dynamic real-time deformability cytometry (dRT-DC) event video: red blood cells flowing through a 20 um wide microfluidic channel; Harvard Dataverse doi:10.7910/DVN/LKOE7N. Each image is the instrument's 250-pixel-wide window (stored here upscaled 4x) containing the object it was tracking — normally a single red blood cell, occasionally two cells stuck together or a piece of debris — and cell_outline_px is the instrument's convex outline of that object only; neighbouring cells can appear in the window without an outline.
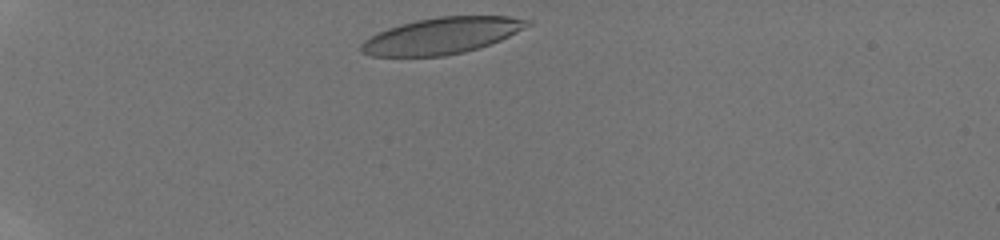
{"species": "human", "species_latin": "Homo sapiens", "temperature_condition": "room temperature", "stored_images_in_passage": 15, "camera_frame_rate_fps": 3000, "um_per_image_px": 0.085, "donor": {"sex": "male"}, "frame": {"image": 1, "passage_image": 1, "time_ms": 0.0, "image_size_px": [1000, 240], "cell_outline_px": [[532, 24], [492, 44], [464, 52], [444, 56], [372, 56], [360, 52], [360, 44], [364, 40], [388, 28], [416, 20], [440, 16], [508, 16], [532, 20]], "centroid_in_image_um": [37.57, 3.04], "position_along_channel_um": 47.4, "area_um2": 35.08}}
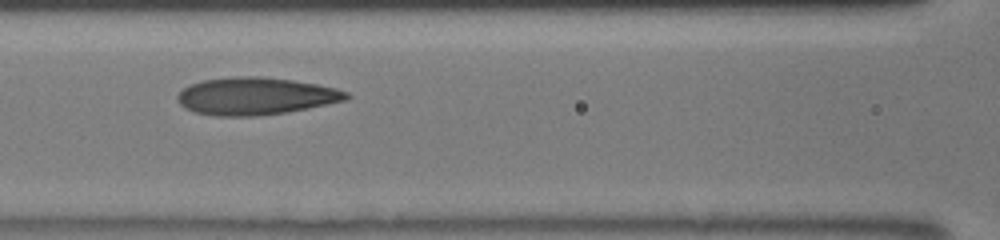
{"frame": {"image": 2, "passage_image": 6, "time_ms": 3.667, "image_size_px": [1000, 240], "cell_outline_px": [[352, 96], [348, 100], [288, 112], [256, 116], [216, 116], [196, 112], [184, 108], [176, 100], [176, 96], [188, 84], [204, 80], [232, 76], [260, 76], [292, 80], [316, 84], [336, 88], [348, 92]], "centroid_in_image_um": [21.73, 8.17], "position_along_channel_um": 144.9, "area_um2": 37.05}}
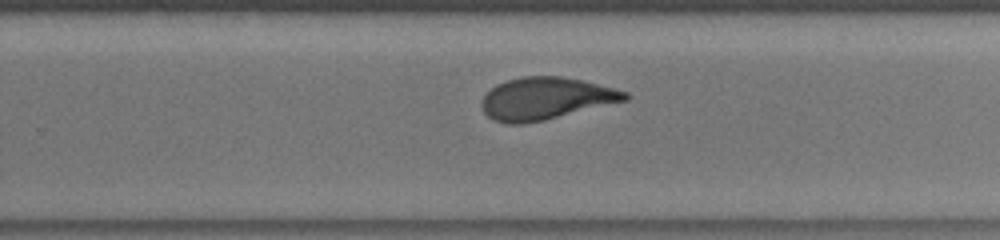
{"frame": {"image": 3, "passage_image": 15, "time_ms": 7.0, "image_size_px": [1000, 240], "cell_outline_px": [[628, 100], [544, 120], [524, 124], [508, 124], [492, 120], [484, 112], [484, 96], [496, 84], [508, 80], [524, 76], [560, 76], [580, 80], [628, 92]], "centroid_in_image_um": [46.38, 8.38], "position_along_channel_um": 283.4, "area_um2": 34.74}}